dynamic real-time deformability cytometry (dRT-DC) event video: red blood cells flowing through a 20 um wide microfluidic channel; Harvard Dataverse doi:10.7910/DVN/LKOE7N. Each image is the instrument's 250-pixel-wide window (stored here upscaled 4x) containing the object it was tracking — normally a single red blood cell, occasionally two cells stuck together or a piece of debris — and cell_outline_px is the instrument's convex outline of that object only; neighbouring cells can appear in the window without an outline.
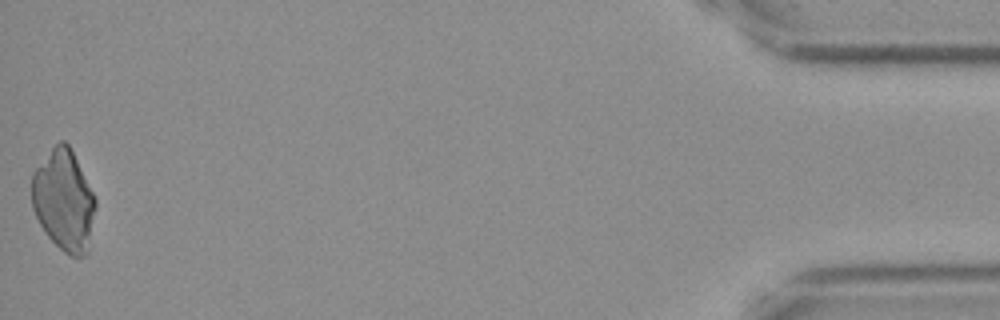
{"species": "Egyptian fruit bat (a non-hibernating species)", "species_latin": "Rousettus aegyptiacus", "temperature_condition": "cold", "stored_images_in_passage": 49, "camera_frame_rate_fps": 3000, "um_per_image_px": 0.085, "frame": {"image": 1, "passage_image": 49, "time_ms": 16.0, "image_size_px": [1000, 320], "cell_outline_px": [[96, 208], [88, 252], [84, 256], [72, 256], [64, 252], [48, 236], [40, 224], [32, 208], [32, 172], [52, 148], [60, 140], [64, 140], [68, 144], [96, 200]], "centroid_in_image_um": [5.42, 17.06], "position_along_channel_um": 429.8, "area_um2": 37.11}}